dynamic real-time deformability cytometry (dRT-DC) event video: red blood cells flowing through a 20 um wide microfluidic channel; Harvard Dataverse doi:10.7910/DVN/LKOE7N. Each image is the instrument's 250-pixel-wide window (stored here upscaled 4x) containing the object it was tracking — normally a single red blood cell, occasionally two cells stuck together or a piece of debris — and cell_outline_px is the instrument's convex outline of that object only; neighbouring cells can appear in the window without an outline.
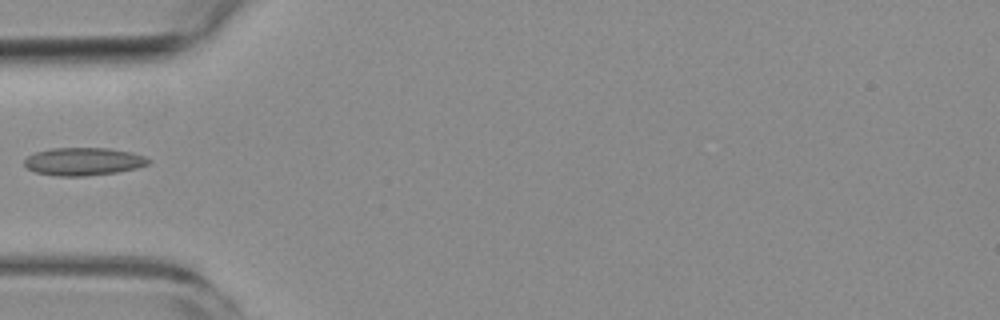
{"species": "common noctule bat (a hibernating species)", "species_latin": "Nyctalus noctula", "temperature_condition": "room temperature", "stored_images_in_passage": 6, "camera_frame_rate_fps": 3000, "um_per_image_px": 0.085, "animal": {"sex": "female", "body_mass_g": 19.3, "forearm_length_mm": 54.1}, "frame": {"image": 1, "passage_image": 6, "time_ms": 5.667, "image_size_px": [1000, 320], "cell_outline_px": [[152, 160], [148, 164], [136, 168], [116, 172], [84, 176], [56, 176], [36, 172], [28, 168], [24, 164], [24, 160], [28, 156], [36, 152], [52, 148], [108, 148], [132, 152], [144, 156]], "centroid_in_image_um": [7.1, 13.72], "position_along_channel_um": 77.9, "area_um2": 20.06}}